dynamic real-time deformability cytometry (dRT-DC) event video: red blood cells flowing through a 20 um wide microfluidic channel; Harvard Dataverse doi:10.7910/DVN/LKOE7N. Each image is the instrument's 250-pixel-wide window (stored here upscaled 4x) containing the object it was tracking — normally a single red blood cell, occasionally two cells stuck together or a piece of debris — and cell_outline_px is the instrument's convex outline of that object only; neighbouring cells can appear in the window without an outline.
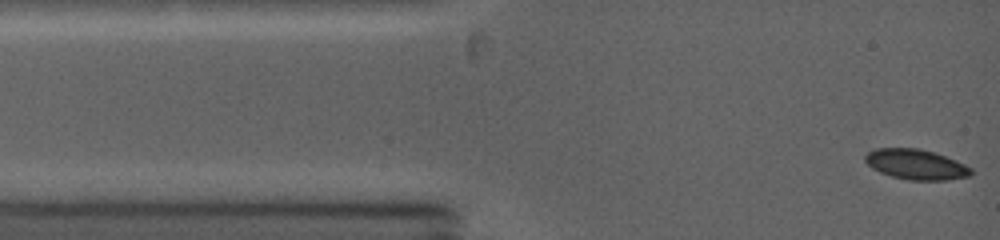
{"species": "common noctule bat (a hibernating species)", "species_latin": "Nyctalus noctula", "temperature_condition": "warm", "stored_images_in_passage": 16, "camera_frame_rate_fps": 5000, "um_per_image_px": 0.085, "animal": {"sex": "female", "body_mass_g": 19.0, "forearm_length_mm": 53.3}, "frame": {"image": 1, "passage_image": 1, "time_ms": 0.0, "image_size_px": [1000, 240], "cell_outline_px": [[972, 176], [948, 180], [908, 180], [892, 176], [880, 172], [872, 168], [864, 160], [864, 156], [868, 152], [876, 148], [920, 148], [936, 152], [956, 160], [972, 168]], "centroid_in_image_um": [77.88, 13.97], "position_along_channel_um": 7.1, "area_um2": 18.84}}
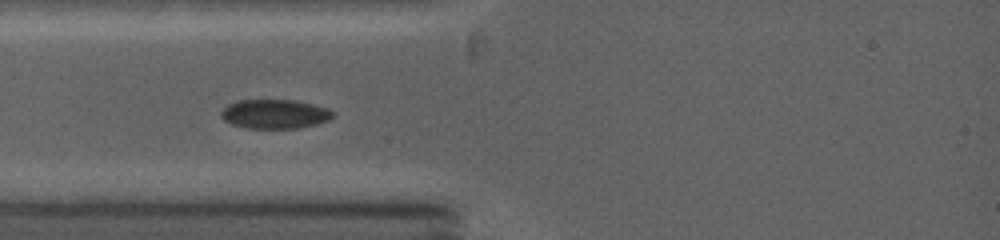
{"frame": {"image": 2, "passage_image": 7, "time_ms": 2.6, "image_size_px": [1000, 240], "cell_outline_px": [[336, 116], [328, 120], [316, 124], [300, 128], [244, 128], [232, 124], [224, 120], [220, 116], [220, 112], [228, 104], [240, 100], [296, 100], [328, 108]], "centroid_in_image_um": [23.35, 9.69], "position_along_channel_um": 61.6, "area_um2": 19.07}}